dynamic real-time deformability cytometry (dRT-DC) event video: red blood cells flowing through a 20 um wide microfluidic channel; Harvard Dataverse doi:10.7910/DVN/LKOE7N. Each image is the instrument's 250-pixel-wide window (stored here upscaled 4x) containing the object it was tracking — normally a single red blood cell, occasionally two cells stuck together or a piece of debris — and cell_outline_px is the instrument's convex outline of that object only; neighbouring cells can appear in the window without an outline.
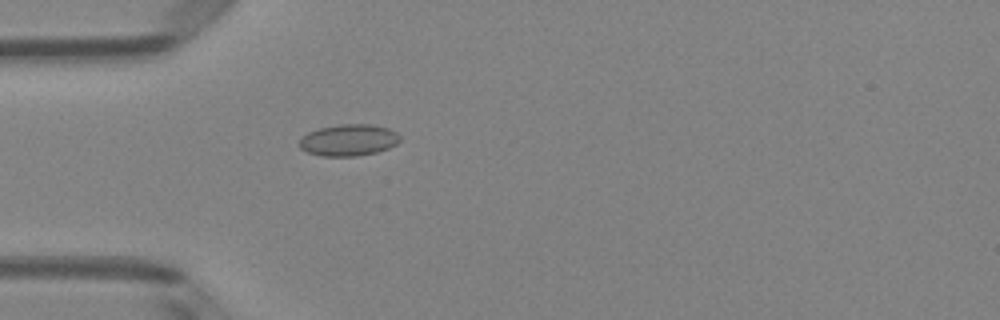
{"species": "Egyptian fruit bat (a non-hibernating species)", "species_latin": "Rousettus aegyptiacus", "temperature_condition": "room temperature", "stored_images_in_passage": 50, "camera_frame_rate_fps": 3000, "um_per_image_px": 0.085, "animal": {"sex": "female"}, "frame": {"image": 1, "passage_image": 15, "time_ms": 4.667, "image_size_px": [1000, 320], "cell_outline_px": [[400, 140], [396, 144], [388, 148], [376, 152], [356, 156], [320, 156], [308, 152], [300, 148], [300, 140], [308, 132], [320, 128], [340, 124], [372, 124], [388, 128], [396, 132], [400, 136]], "centroid_in_image_um": [29.65, 11.9], "position_along_channel_um": 55.4, "area_um2": 18.44}}
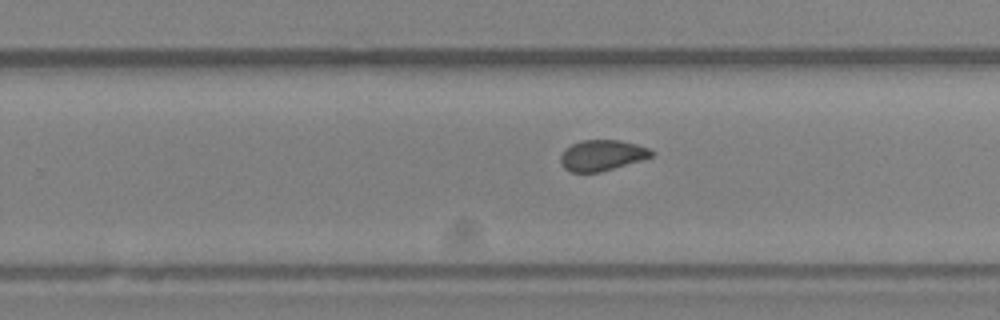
{"frame": {"image": 2, "passage_image": 32, "time_ms": 10.333, "image_size_px": [1000, 320], "cell_outline_px": [[656, 152], [652, 156], [640, 160], [600, 172], [572, 172], [564, 168], [560, 160], [560, 156], [564, 148], [580, 140], [620, 140], [636, 144], [648, 148]], "centroid_in_image_um": [51.14, 13.19], "position_along_channel_um": 278.7, "area_um2": 16.24}}
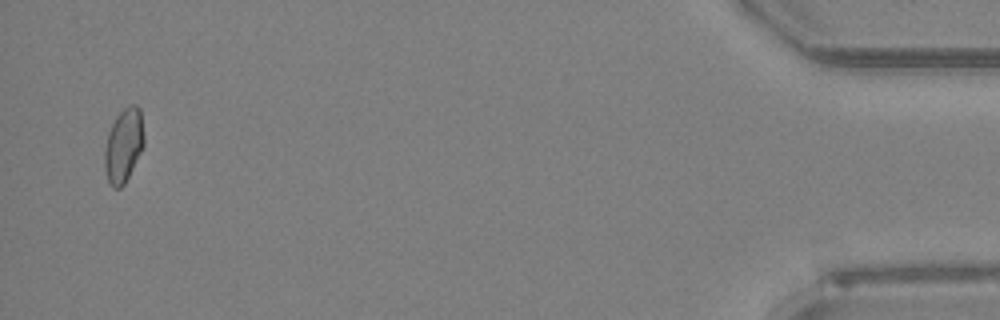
{"frame": {"image": 3, "passage_image": 49, "time_ms": 16.0, "image_size_px": [1000, 320], "cell_outline_px": [[144, 144], [124, 184], [120, 188], [112, 188], [108, 180], [104, 168], [104, 152], [108, 132], [116, 116], [124, 108], [132, 104], [136, 104], [140, 108], [144, 136]], "centroid_in_image_um": [10.49, 12.34], "position_along_channel_um": 424.7, "area_um2": 16.82}, "authors_computed_cell_mechanics": {"area_um2": 16.9065, "velocity_mm_per_s": 4.0515, "shape_relaxation_time_tau1_ms": null, "shape_relaxation_time_tau2_ms": 1.4643, "deformation_change_tau1": null, "deformation_change_tau2": 0.0642}}